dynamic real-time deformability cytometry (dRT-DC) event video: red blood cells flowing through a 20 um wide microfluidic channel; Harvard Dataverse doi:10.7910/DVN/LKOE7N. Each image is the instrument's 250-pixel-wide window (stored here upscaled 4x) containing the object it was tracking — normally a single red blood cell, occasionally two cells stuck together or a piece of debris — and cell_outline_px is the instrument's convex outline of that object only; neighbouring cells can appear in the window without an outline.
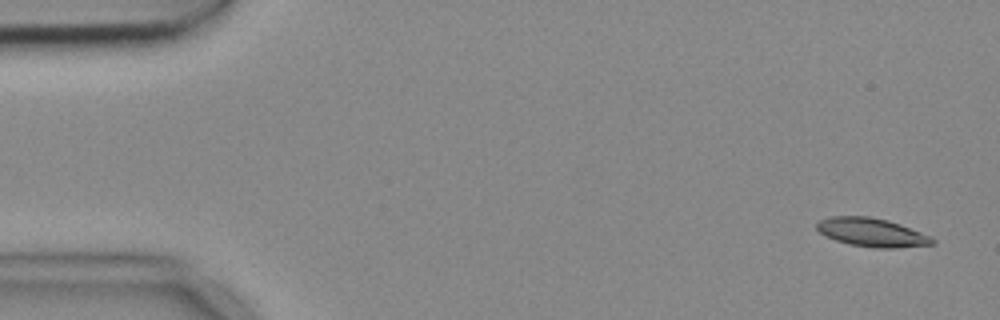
{"species": "common noctule bat (a hibernating species)", "species_latin": "Nyctalus noctula", "temperature_condition": "cold", "stored_images_in_passage": 4, "camera_frame_rate_fps": 3000, "um_per_image_px": 0.085, "animal": {"sex": "female", "body_mass_g": 18.4}, "frame": {"image": 1, "passage_image": 1, "time_ms": 0.0, "image_size_px": [1000, 320], "cell_outline_px": [[936, 244], [896, 248], [876, 248], [852, 244], [836, 240], [820, 232], [816, 228], [816, 224], [820, 220], [832, 216], [868, 216], [888, 220], [900, 224], [932, 236], [936, 240]], "centroid_in_image_um": [74.17, 19.75], "position_along_channel_um": 10.8, "area_um2": 19.19}}